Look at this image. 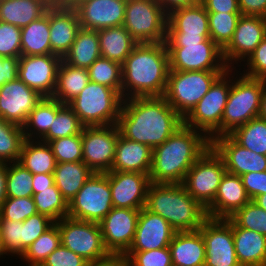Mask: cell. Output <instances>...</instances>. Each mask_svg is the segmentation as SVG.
Masks as SVG:
<instances>
[{
	"instance_id": "48",
	"label": "cell",
	"mask_w": 266,
	"mask_h": 266,
	"mask_svg": "<svg viewBox=\"0 0 266 266\" xmlns=\"http://www.w3.org/2000/svg\"><path fill=\"white\" fill-rule=\"evenodd\" d=\"M37 212L35 201L32 197H6L0 207V220L23 222Z\"/></svg>"
},
{
	"instance_id": "9",
	"label": "cell",
	"mask_w": 266,
	"mask_h": 266,
	"mask_svg": "<svg viewBox=\"0 0 266 266\" xmlns=\"http://www.w3.org/2000/svg\"><path fill=\"white\" fill-rule=\"evenodd\" d=\"M168 13L157 0H127L124 28L139 43L165 42Z\"/></svg>"
},
{
	"instance_id": "24",
	"label": "cell",
	"mask_w": 266,
	"mask_h": 266,
	"mask_svg": "<svg viewBox=\"0 0 266 266\" xmlns=\"http://www.w3.org/2000/svg\"><path fill=\"white\" fill-rule=\"evenodd\" d=\"M81 28L72 6L49 7V37L52 54L63 57L69 52Z\"/></svg>"
},
{
	"instance_id": "56",
	"label": "cell",
	"mask_w": 266,
	"mask_h": 266,
	"mask_svg": "<svg viewBox=\"0 0 266 266\" xmlns=\"http://www.w3.org/2000/svg\"><path fill=\"white\" fill-rule=\"evenodd\" d=\"M19 58L0 57V86L18 78Z\"/></svg>"
},
{
	"instance_id": "38",
	"label": "cell",
	"mask_w": 266,
	"mask_h": 266,
	"mask_svg": "<svg viewBox=\"0 0 266 266\" xmlns=\"http://www.w3.org/2000/svg\"><path fill=\"white\" fill-rule=\"evenodd\" d=\"M238 144L254 151L257 154L266 155V120L253 118L246 124L235 129L229 134Z\"/></svg>"
},
{
	"instance_id": "47",
	"label": "cell",
	"mask_w": 266,
	"mask_h": 266,
	"mask_svg": "<svg viewBox=\"0 0 266 266\" xmlns=\"http://www.w3.org/2000/svg\"><path fill=\"white\" fill-rule=\"evenodd\" d=\"M57 163L83 161L82 132L48 142Z\"/></svg>"
},
{
	"instance_id": "43",
	"label": "cell",
	"mask_w": 266,
	"mask_h": 266,
	"mask_svg": "<svg viewBox=\"0 0 266 266\" xmlns=\"http://www.w3.org/2000/svg\"><path fill=\"white\" fill-rule=\"evenodd\" d=\"M241 13L208 12L210 38L223 50L231 41Z\"/></svg>"
},
{
	"instance_id": "63",
	"label": "cell",
	"mask_w": 266,
	"mask_h": 266,
	"mask_svg": "<svg viewBox=\"0 0 266 266\" xmlns=\"http://www.w3.org/2000/svg\"><path fill=\"white\" fill-rule=\"evenodd\" d=\"M7 163H0V207L6 199Z\"/></svg>"
},
{
	"instance_id": "15",
	"label": "cell",
	"mask_w": 266,
	"mask_h": 266,
	"mask_svg": "<svg viewBox=\"0 0 266 266\" xmlns=\"http://www.w3.org/2000/svg\"><path fill=\"white\" fill-rule=\"evenodd\" d=\"M205 243L204 266H241L237 260L232 221L207 217L198 230Z\"/></svg>"
},
{
	"instance_id": "39",
	"label": "cell",
	"mask_w": 266,
	"mask_h": 266,
	"mask_svg": "<svg viewBox=\"0 0 266 266\" xmlns=\"http://www.w3.org/2000/svg\"><path fill=\"white\" fill-rule=\"evenodd\" d=\"M61 245V234L58 225L54 223L21 255L29 266H41L51 252Z\"/></svg>"
},
{
	"instance_id": "25",
	"label": "cell",
	"mask_w": 266,
	"mask_h": 266,
	"mask_svg": "<svg viewBox=\"0 0 266 266\" xmlns=\"http://www.w3.org/2000/svg\"><path fill=\"white\" fill-rule=\"evenodd\" d=\"M250 200L241 176L226 171L214 201L205 209L206 215L209 218L227 219Z\"/></svg>"
},
{
	"instance_id": "41",
	"label": "cell",
	"mask_w": 266,
	"mask_h": 266,
	"mask_svg": "<svg viewBox=\"0 0 266 266\" xmlns=\"http://www.w3.org/2000/svg\"><path fill=\"white\" fill-rule=\"evenodd\" d=\"M24 140L21 126L0 117V163L18 162Z\"/></svg>"
},
{
	"instance_id": "55",
	"label": "cell",
	"mask_w": 266,
	"mask_h": 266,
	"mask_svg": "<svg viewBox=\"0 0 266 266\" xmlns=\"http://www.w3.org/2000/svg\"><path fill=\"white\" fill-rule=\"evenodd\" d=\"M248 197L253 200L255 197L266 194V171L250 172L241 176Z\"/></svg>"
},
{
	"instance_id": "62",
	"label": "cell",
	"mask_w": 266,
	"mask_h": 266,
	"mask_svg": "<svg viewBox=\"0 0 266 266\" xmlns=\"http://www.w3.org/2000/svg\"><path fill=\"white\" fill-rule=\"evenodd\" d=\"M157 1L167 13L176 8L191 6L200 2V0H157Z\"/></svg>"
},
{
	"instance_id": "22",
	"label": "cell",
	"mask_w": 266,
	"mask_h": 266,
	"mask_svg": "<svg viewBox=\"0 0 266 266\" xmlns=\"http://www.w3.org/2000/svg\"><path fill=\"white\" fill-rule=\"evenodd\" d=\"M211 147L222 158L229 173L242 176L250 172L266 171V155L246 149L230 135L213 138Z\"/></svg>"
},
{
	"instance_id": "23",
	"label": "cell",
	"mask_w": 266,
	"mask_h": 266,
	"mask_svg": "<svg viewBox=\"0 0 266 266\" xmlns=\"http://www.w3.org/2000/svg\"><path fill=\"white\" fill-rule=\"evenodd\" d=\"M175 233V229L164 218L143 207L138 216L134 240L127 252L168 247Z\"/></svg>"
},
{
	"instance_id": "54",
	"label": "cell",
	"mask_w": 266,
	"mask_h": 266,
	"mask_svg": "<svg viewBox=\"0 0 266 266\" xmlns=\"http://www.w3.org/2000/svg\"><path fill=\"white\" fill-rule=\"evenodd\" d=\"M244 61H247L248 71L246 70L247 73L244 71L243 75L251 78L266 79V36L247 60Z\"/></svg>"
},
{
	"instance_id": "35",
	"label": "cell",
	"mask_w": 266,
	"mask_h": 266,
	"mask_svg": "<svg viewBox=\"0 0 266 266\" xmlns=\"http://www.w3.org/2000/svg\"><path fill=\"white\" fill-rule=\"evenodd\" d=\"M37 141L36 139L23 141L18 163L32 174H53L57 161L52 149L48 143L39 139Z\"/></svg>"
},
{
	"instance_id": "57",
	"label": "cell",
	"mask_w": 266,
	"mask_h": 266,
	"mask_svg": "<svg viewBox=\"0 0 266 266\" xmlns=\"http://www.w3.org/2000/svg\"><path fill=\"white\" fill-rule=\"evenodd\" d=\"M207 12L240 13L238 0H200Z\"/></svg>"
},
{
	"instance_id": "49",
	"label": "cell",
	"mask_w": 266,
	"mask_h": 266,
	"mask_svg": "<svg viewBox=\"0 0 266 266\" xmlns=\"http://www.w3.org/2000/svg\"><path fill=\"white\" fill-rule=\"evenodd\" d=\"M130 266H173L169 247L124 254Z\"/></svg>"
},
{
	"instance_id": "32",
	"label": "cell",
	"mask_w": 266,
	"mask_h": 266,
	"mask_svg": "<svg viewBox=\"0 0 266 266\" xmlns=\"http://www.w3.org/2000/svg\"><path fill=\"white\" fill-rule=\"evenodd\" d=\"M94 172L83 162L57 163L54 181L63 198L69 203Z\"/></svg>"
},
{
	"instance_id": "10",
	"label": "cell",
	"mask_w": 266,
	"mask_h": 266,
	"mask_svg": "<svg viewBox=\"0 0 266 266\" xmlns=\"http://www.w3.org/2000/svg\"><path fill=\"white\" fill-rule=\"evenodd\" d=\"M113 208L109 178L93 173L68 203L67 217L99 223Z\"/></svg>"
},
{
	"instance_id": "37",
	"label": "cell",
	"mask_w": 266,
	"mask_h": 266,
	"mask_svg": "<svg viewBox=\"0 0 266 266\" xmlns=\"http://www.w3.org/2000/svg\"><path fill=\"white\" fill-rule=\"evenodd\" d=\"M57 112L58 101L52 97H43L22 126L24 138L35 140L37 137L41 140L48 133Z\"/></svg>"
},
{
	"instance_id": "64",
	"label": "cell",
	"mask_w": 266,
	"mask_h": 266,
	"mask_svg": "<svg viewBox=\"0 0 266 266\" xmlns=\"http://www.w3.org/2000/svg\"><path fill=\"white\" fill-rule=\"evenodd\" d=\"M259 117L266 120V79H264V87L261 98V108H260Z\"/></svg>"
},
{
	"instance_id": "61",
	"label": "cell",
	"mask_w": 266,
	"mask_h": 266,
	"mask_svg": "<svg viewBox=\"0 0 266 266\" xmlns=\"http://www.w3.org/2000/svg\"><path fill=\"white\" fill-rule=\"evenodd\" d=\"M88 266H130L125 255L110 254L107 258L89 263Z\"/></svg>"
},
{
	"instance_id": "66",
	"label": "cell",
	"mask_w": 266,
	"mask_h": 266,
	"mask_svg": "<svg viewBox=\"0 0 266 266\" xmlns=\"http://www.w3.org/2000/svg\"><path fill=\"white\" fill-rule=\"evenodd\" d=\"M79 0H52L53 6H73Z\"/></svg>"
},
{
	"instance_id": "40",
	"label": "cell",
	"mask_w": 266,
	"mask_h": 266,
	"mask_svg": "<svg viewBox=\"0 0 266 266\" xmlns=\"http://www.w3.org/2000/svg\"><path fill=\"white\" fill-rule=\"evenodd\" d=\"M78 116L68 104H62L58 101V112L54 118L48 133L41 141L48 143L58 138L69 137L80 134L83 129Z\"/></svg>"
},
{
	"instance_id": "52",
	"label": "cell",
	"mask_w": 266,
	"mask_h": 266,
	"mask_svg": "<svg viewBox=\"0 0 266 266\" xmlns=\"http://www.w3.org/2000/svg\"><path fill=\"white\" fill-rule=\"evenodd\" d=\"M22 228L23 222L0 220L2 246L7 253L22 255Z\"/></svg>"
},
{
	"instance_id": "65",
	"label": "cell",
	"mask_w": 266,
	"mask_h": 266,
	"mask_svg": "<svg viewBox=\"0 0 266 266\" xmlns=\"http://www.w3.org/2000/svg\"><path fill=\"white\" fill-rule=\"evenodd\" d=\"M252 201L266 211V194L259 195Z\"/></svg>"
},
{
	"instance_id": "28",
	"label": "cell",
	"mask_w": 266,
	"mask_h": 266,
	"mask_svg": "<svg viewBox=\"0 0 266 266\" xmlns=\"http://www.w3.org/2000/svg\"><path fill=\"white\" fill-rule=\"evenodd\" d=\"M168 247L173 266L205 265V243L199 231L176 232Z\"/></svg>"
},
{
	"instance_id": "2",
	"label": "cell",
	"mask_w": 266,
	"mask_h": 266,
	"mask_svg": "<svg viewBox=\"0 0 266 266\" xmlns=\"http://www.w3.org/2000/svg\"><path fill=\"white\" fill-rule=\"evenodd\" d=\"M169 71L165 42L137 44L122 64L123 100L132 97L163 96Z\"/></svg>"
},
{
	"instance_id": "5",
	"label": "cell",
	"mask_w": 266,
	"mask_h": 266,
	"mask_svg": "<svg viewBox=\"0 0 266 266\" xmlns=\"http://www.w3.org/2000/svg\"><path fill=\"white\" fill-rule=\"evenodd\" d=\"M123 98L114 89L89 82L68 105L84 127L117 124Z\"/></svg>"
},
{
	"instance_id": "60",
	"label": "cell",
	"mask_w": 266,
	"mask_h": 266,
	"mask_svg": "<svg viewBox=\"0 0 266 266\" xmlns=\"http://www.w3.org/2000/svg\"><path fill=\"white\" fill-rule=\"evenodd\" d=\"M206 39H211L210 36H185L181 32H167L165 43H201Z\"/></svg>"
},
{
	"instance_id": "45",
	"label": "cell",
	"mask_w": 266,
	"mask_h": 266,
	"mask_svg": "<svg viewBox=\"0 0 266 266\" xmlns=\"http://www.w3.org/2000/svg\"><path fill=\"white\" fill-rule=\"evenodd\" d=\"M32 179L33 174L18 162L7 163L6 197H32Z\"/></svg>"
},
{
	"instance_id": "42",
	"label": "cell",
	"mask_w": 266,
	"mask_h": 266,
	"mask_svg": "<svg viewBox=\"0 0 266 266\" xmlns=\"http://www.w3.org/2000/svg\"><path fill=\"white\" fill-rule=\"evenodd\" d=\"M35 206L39 214L45 215L58 222L68 215V202L63 198L56 185L39 190L33 195Z\"/></svg>"
},
{
	"instance_id": "26",
	"label": "cell",
	"mask_w": 266,
	"mask_h": 266,
	"mask_svg": "<svg viewBox=\"0 0 266 266\" xmlns=\"http://www.w3.org/2000/svg\"><path fill=\"white\" fill-rule=\"evenodd\" d=\"M152 155L153 149L150 146L128 140L119 134L110 171H131L149 175Z\"/></svg>"
},
{
	"instance_id": "34",
	"label": "cell",
	"mask_w": 266,
	"mask_h": 266,
	"mask_svg": "<svg viewBox=\"0 0 266 266\" xmlns=\"http://www.w3.org/2000/svg\"><path fill=\"white\" fill-rule=\"evenodd\" d=\"M89 82L87 69L71 66L62 59L58 68L56 88L52 98L62 104H68Z\"/></svg>"
},
{
	"instance_id": "17",
	"label": "cell",
	"mask_w": 266,
	"mask_h": 266,
	"mask_svg": "<svg viewBox=\"0 0 266 266\" xmlns=\"http://www.w3.org/2000/svg\"><path fill=\"white\" fill-rule=\"evenodd\" d=\"M62 58L54 54L19 57L18 78L42 97H52Z\"/></svg>"
},
{
	"instance_id": "13",
	"label": "cell",
	"mask_w": 266,
	"mask_h": 266,
	"mask_svg": "<svg viewBox=\"0 0 266 266\" xmlns=\"http://www.w3.org/2000/svg\"><path fill=\"white\" fill-rule=\"evenodd\" d=\"M55 223L60 230L61 244L89 263L103 260L110 255L104 247L99 223L69 217Z\"/></svg>"
},
{
	"instance_id": "20",
	"label": "cell",
	"mask_w": 266,
	"mask_h": 266,
	"mask_svg": "<svg viewBox=\"0 0 266 266\" xmlns=\"http://www.w3.org/2000/svg\"><path fill=\"white\" fill-rule=\"evenodd\" d=\"M42 98L19 78L7 82L0 86V117L22 127Z\"/></svg>"
},
{
	"instance_id": "19",
	"label": "cell",
	"mask_w": 266,
	"mask_h": 266,
	"mask_svg": "<svg viewBox=\"0 0 266 266\" xmlns=\"http://www.w3.org/2000/svg\"><path fill=\"white\" fill-rule=\"evenodd\" d=\"M105 174L109 178L113 207L137 210L145 207L151 183L148 174L131 171H109Z\"/></svg>"
},
{
	"instance_id": "8",
	"label": "cell",
	"mask_w": 266,
	"mask_h": 266,
	"mask_svg": "<svg viewBox=\"0 0 266 266\" xmlns=\"http://www.w3.org/2000/svg\"><path fill=\"white\" fill-rule=\"evenodd\" d=\"M224 72L170 70L163 97L184 118Z\"/></svg>"
},
{
	"instance_id": "33",
	"label": "cell",
	"mask_w": 266,
	"mask_h": 266,
	"mask_svg": "<svg viewBox=\"0 0 266 266\" xmlns=\"http://www.w3.org/2000/svg\"><path fill=\"white\" fill-rule=\"evenodd\" d=\"M99 57L98 31L80 28L63 60L71 66L88 69Z\"/></svg>"
},
{
	"instance_id": "44",
	"label": "cell",
	"mask_w": 266,
	"mask_h": 266,
	"mask_svg": "<svg viewBox=\"0 0 266 266\" xmlns=\"http://www.w3.org/2000/svg\"><path fill=\"white\" fill-rule=\"evenodd\" d=\"M87 70L91 82L112 88L121 95V64L104 57H99Z\"/></svg>"
},
{
	"instance_id": "46",
	"label": "cell",
	"mask_w": 266,
	"mask_h": 266,
	"mask_svg": "<svg viewBox=\"0 0 266 266\" xmlns=\"http://www.w3.org/2000/svg\"><path fill=\"white\" fill-rule=\"evenodd\" d=\"M229 219L238 227L266 236V211L250 200Z\"/></svg>"
},
{
	"instance_id": "7",
	"label": "cell",
	"mask_w": 266,
	"mask_h": 266,
	"mask_svg": "<svg viewBox=\"0 0 266 266\" xmlns=\"http://www.w3.org/2000/svg\"><path fill=\"white\" fill-rule=\"evenodd\" d=\"M232 70L229 68L222 73L212 84L209 91L183 118L184 125L202 131L210 141L221 136V119L228 101L231 87L229 72H232Z\"/></svg>"
},
{
	"instance_id": "4",
	"label": "cell",
	"mask_w": 266,
	"mask_h": 266,
	"mask_svg": "<svg viewBox=\"0 0 266 266\" xmlns=\"http://www.w3.org/2000/svg\"><path fill=\"white\" fill-rule=\"evenodd\" d=\"M145 208L164 218L176 232L198 231L206 210L182 183H150Z\"/></svg>"
},
{
	"instance_id": "1",
	"label": "cell",
	"mask_w": 266,
	"mask_h": 266,
	"mask_svg": "<svg viewBox=\"0 0 266 266\" xmlns=\"http://www.w3.org/2000/svg\"><path fill=\"white\" fill-rule=\"evenodd\" d=\"M116 125L122 137L153 149L183 125V118L163 96L132 97L123 100Z\"/></svg>"
},
{
	"instance_id": "14",
	"label": "cell",
	"mask_w": 266,
	"mask_h": 266,
	"mask_svg": "<svg viewBox=\"0 0 266 266\" xmlns=\"http://www.w3.org/2000/svg\"><path fill=\"white\" fill-rule=\"evenodd\" d=\"M119 134L116 124L83 127V162L94 173H106L111 170Z\"/></svg>"
},
{
	"instance_id": "18",
	"label": "cell",
	"mask_w": 266,
	"mask_h": 266,
	"mask_svg": "<svg viewBox=\"0 0 266 266\" xmlns=\"http://www.w3.org/2000/svg\"><path fill=\"white\" fill-rule=\"evenodd\" d=\"M265 36V17L241 15L231 41L222 50L226 66L233 69L234 62L247 59Z\"/></svg>"
},
{
	"instance_id": "36",
	"label": "cell",
	"mask_w": 266,
	"mask_h": 266,
	"mask_svg": "<svg viewBox=\"0 0 266 266\" xmlns=\"http://www.w3.org/2000/svg\"><path fill=\"white\" fill-rule=\"evenodd\" d=\"M21 53L24 56L52 54L49 37V8L39 19L21 28Z\"/></svg>"
},
{
	"instance_id": "30",
	"label": "cell",
	"mask_w": 266,
	"mask_h": 266,
	"mask_svg": "<svg viewBox=\"0 0 266 266\" xmlns=\"http://www.w3.org/2000/svg\"><path fill=\"white\" fill-rule=\"evenodd\" d=\"M50 6L46 0H0V21L23 28L43 16Z\"/></svg>"
},
{
	"instance_id": "3",
	"label": "cell",
	"mask_w": 266,
	"mask_h": 266,
	"mask_svg": "<svg viewBox=\"0 0 266 266\" xmlns=\"http://www.w3.org/2000/svg\"><path fill=\"white\" fill-rule=\"evenodd\" d=\"M210 146L211 141L203 132L183 124L153 148L150 182L183 183L188 170Z\"/></svg>"
},
{
	"instance_id": "16",
	"label": "cell",
	"mask_w": 266,
	"mask_h": 266,
	"mask_svg": "<svg viewBox=\"0 0 266 266\" xmlns=\"http://www.w3.org/2000/svg\"><path fill=\"white\" fill-rule=\"evenodd\" d=\"M140 210L115 208L99 222L105 249L109 254L124 255L134 240Z\"/></svg>"
},
{
	"instance_id": "27",
	"label": "cell",
	"mask_w": 266,
	"mask_h": 266,
	"mask_svg": "<svg viewBox=\"0 0 266 266\" xmlns=\"http://www.w3.org/2000/svg\"><path fill=\"white\" fill-rule=\"evenodd\" d=\"M167 32H181L185 36H210L208 12L199 2L176 8L168 13Z\"/></svg>"
},
{
	"instance_id": "67",
	"label": "cell",
	"mask_w": 266,
	"mask_h": 266,
	"mask_svg": "<svg viewBox=\"0 0 266 266\" xmlns=\"http://www.w3.org/2000/svg\"><path fill=\"white\" fill-rule=\"evenodd\" d=\"M4 254H6V252L2 246L1 231H0V257L1 255L3 256Z\"/></svg>"
},
{
	"instance_id": "6",
	"label": "cell",
	"mask_w": 266,
	"mask_h": 266,
	"mask_svg": "<svg viewBox=\"0 0 266 266\" xmlns=\"http://www.w3.org/2000/svg\"><path fill=\"white\" fill-rule=\"evenodd\" d=\"M229 91L221 119V136L231 134L235 129L259 116L264 79L245 75L235 78Z\"/></svg>"
},
{
	"instance_id": "29",
	"label": "cell",
	"mask_w": 266,
	"mask_h": 266,
	"mask_svg": "<svg viewBox=\"0 0 266 266\" xmlns=\"http://www.w3.org/2000/svg\"><path fill=\"white\" fill-rule=\"evenodd\" d=\"M236 257L241 266H266V236L232 222Z\"/></svg>"
},
{
	"instance_id": "59",
	"label": "cell",
	"mask_w": 266,
	"mask_h": 266,
	"mask_svg": "<svg viewBox=\"0 0 266 266\" xmlns=\"http://www.w3.org/2000/svg\"><path fill=\"white\" fill-rule=\"evenodd\" d=\"M54 184L55 181L53 174H46V173L33 174V179H32L33 195L35 193H38L39 190L47 189Z\"/></svg>"
},
{
	"instance_id": "50",
	"label": "cell",
	"mask_w": 266,
	"mask_h": 266,
	"mask_svg": "<svg viewBox=\"0 0 266 266\" xmlns=\"http://www.w3.org/2000/svg\"><path fill=\"white\" fill-rule=\"evenodd\" d=\"M21 55V28L0 21V57L19 58Z\"/></svg>"
},
{
	"instance_id": "31",
	"label": "cell",
	"mask_w": 266,
	"mask_h": 266,
	"mask_svg": "<svg viewBox=\"0 0 266 266\" xmlns=\"http://www.w3.org/2000/svg\"><path fill=\"white\" fill-rule=\"evenodd\" d=\"M101 57L123 64L138 44L124 26L98 30Z\"/></svg>"
},
{
	"instance_id": "53",
	"label": "cell",
	"mask_w": 266,
	"mask_h": 266,
	"mask_svg": "<svg viewBox=\"0 0 266 266\" xmlns=\"http://www.w3.org/2000/svg\"><path fill=\"white\" fill-rule=\"evenodd\" d=\"M89 262L82 256L67 249L62 244L50 253L41 266H88Z\"/></svg>"
},
{
	"instance_id": "11",
	"label": "cell",
	"mask_w": 266,
	"mask_h": 266,
	"mask_svg": "<svg viewBox=\"0 0 266 266\" xmlns=\"http://www.w3.org/2000/svg\"><path fill=\"white\" fill-rule=\"evenodd\" d=\"M169 68L176 71H226L222 49L212 40L201 43H165Z\"/></svg>"
},
{
	"instance_id": "68",
	"label": "cell",
	"mask_w": 266,
	"mask_h": 266,
	"mask_svg": "<svg viewBox=\"0 0 266 266\" xmlns=\"http://www.w3.org/2000/svg\"><path fill=\"white\" fill-rule=\"evenodd\" d=\"M50 5H52V0H46Z\"/></svg>"
},
{
	"instance_id": "12",
	"label": "cell",
	"mask_w": 266,
	"mask_h": 266,
	"mask_svg": "<svg viewBox=\"0 0 266 266\" xmlns=\"http://www.w3.org/2000/svg\"><path fill=\"white\" fill-rule=\"evenodd\" d=\"M226 167L222 158L210 146L188 170L183 185L205 209L214 201Z\"/></svg>"
},
{
	"instance_id": "51",
	"label": "cell",
	"mask_w": 266,
	"mask_h": 266,
	"mask_svg": "<svg viewBox=\"0 0 266 266\" xmlns=\"http://www.w3.org/2000/svg\"><path fill=\"white\" fill-rule=\"evenodd\" d=\"M54 223L52 219L39 213L24 220L22 228V254Z\"/></svg>"
},
{
	"instance_id": "21",
	"label": "cell",
	"mask_w": 266,
	"mask_h": 266,
	"mask_svg": "<svg viewBox=\"0 0 266 266\" xmlns=\"http://www.w3.org/2000/svg\"><path fill=\"white\" fill-rule=\"evenodd\" d=\"M127 0H79L76 10L81 28L101 30L122 26Z\"/></svg>"
},
{
	"instance_id": "58",
	"label": "cell",
	"mask_w": 266,
	"mask_h": 266,
	"mask_svg": "<svg viewBox=\"0 0 266 266\" xmlns=\"http://www.w3.org/2000/svg\"><path fill=\"white\" fill-rule=\"evenodd\" d=\"M242 15L266 16V0H238Z\"/></svg>"
}]
</instances>
